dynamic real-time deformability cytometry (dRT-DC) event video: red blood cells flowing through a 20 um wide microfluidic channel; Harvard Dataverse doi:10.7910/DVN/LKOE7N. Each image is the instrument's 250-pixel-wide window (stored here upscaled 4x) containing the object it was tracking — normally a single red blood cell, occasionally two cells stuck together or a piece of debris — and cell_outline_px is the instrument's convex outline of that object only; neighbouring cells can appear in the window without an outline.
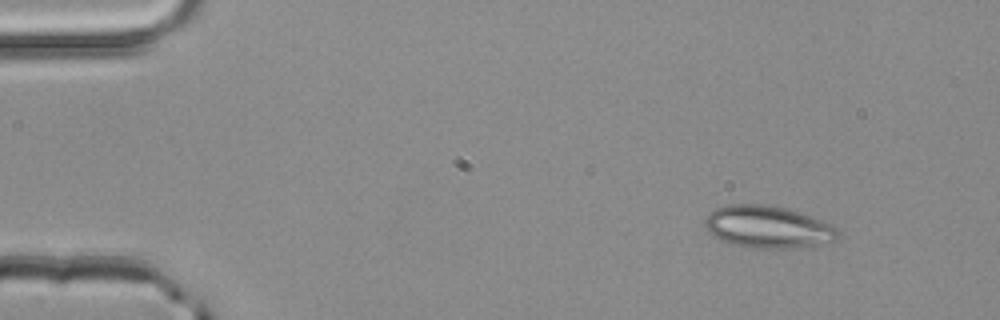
{"species": "common noctule bat (a hibernating species)", "species_latin": "Nyctalus noctula", "temperature_condition": "room temperature", "stored_images_in_passage": 3, "camera_frame_rate_fps": 3000, "um_per_image_px": 0.085, "animal": {"sex": "male", "body_mass_g": 20.4}, "frame": {"image": 1, "passage_image": 1, "time_ms": 0.0, "image_size_px": [1000, 320], "cell_outline_px": [[840, 236], [836, 240], [816, 244], [788, 248], [756, 248], [732, 244], [720, 240], [704, 224], [704, 220], [708, 212], [716, 208], [728, 204], [764, 204], [788, 208], [800, 212], [832, 224], [840, 232]], "centroid_in_image_um": [65.27, 19.27], "position_along_channel_um": 19.7, "area_um2": 32.6}}